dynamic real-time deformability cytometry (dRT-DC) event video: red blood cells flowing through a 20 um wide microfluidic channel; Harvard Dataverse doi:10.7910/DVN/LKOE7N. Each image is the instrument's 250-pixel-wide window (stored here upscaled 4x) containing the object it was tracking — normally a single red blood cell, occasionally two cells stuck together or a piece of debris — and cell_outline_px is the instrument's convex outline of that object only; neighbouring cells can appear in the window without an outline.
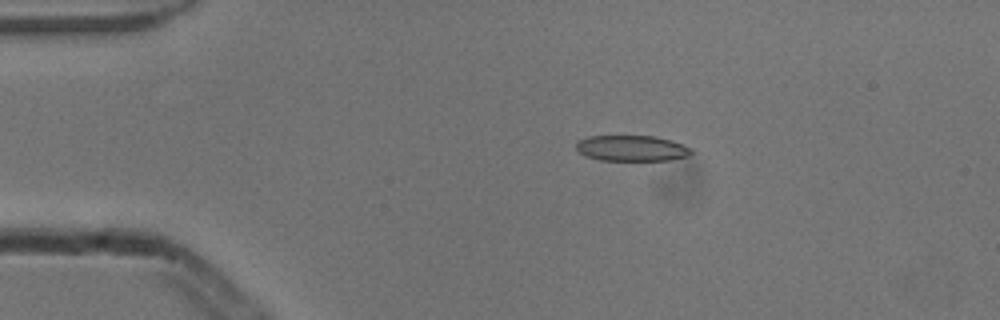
{"species": "common noctule bat (a hibernating species)", "species_latin": "Nyctalus noctula", "temperature_condition": "cold", "stored_images_in_passage": 45, "camera_frame_rate_fps": 3000, "um_per_image_px": 0.085, "animal": {"sex": "male", "body_mass_g": 13.3}, "frame": {"image": 1, "passage_image": 3, "time_ms": 0.667, "image_size_px": [1000, 320], "cell_outline_px": [[692, 152], [688, 156], [672, 160], [600, 160], [584, 156], [576, 148], [576, 140], [588, 136], [656, 136], [672, 140], [692, 148]], "centroid_in_image_um": [53.69, 12.6], "position_along_channel_um": 31.3, "area_um2": 17.46}}
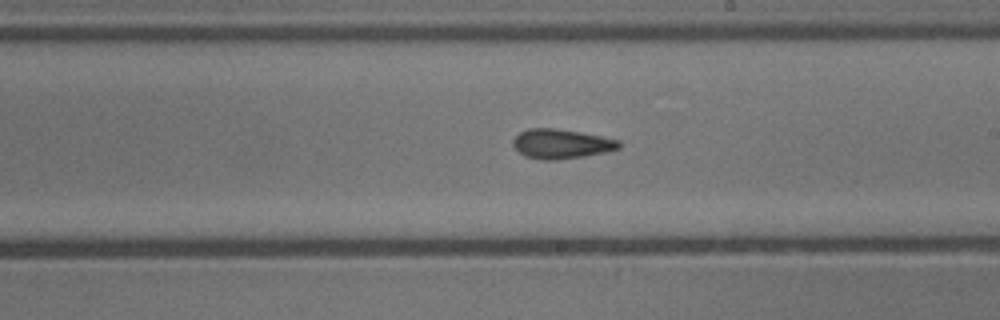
{"frame": {"image": 2, "passage_image": 23, "time_ms": 7.333, "image_size_px": [1000, 320], "cell_outline_px": [[620, 148], [604, 152], [584, 156], [556, 160], [544, 160], [524, 156], [512, 144], [512, 140], [520, 132], [528, 128], [552, 128], [580, 132], [620, 140]], "centroid_in_image_um": [47.69, 12.23], "position_along_channel_um": 241.3, "area_um2": 18.09}}
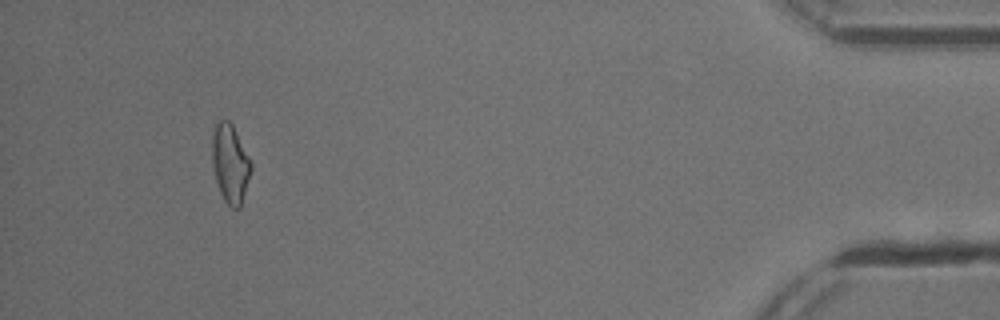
{"frame": {"image": 3, "passage_image": 42, "time_ms": 13.667, "image_size_px": [1000, 320], "cell_outline_px": [[252, 168], [240, 208], [232, 208], [224, 200], [220, 192], [216, 180], [212, 164], [212, 132], [216, 120], [228, 120], [232, 124], [252, 160]], "centroid_in_image_um": [19.57, 13.86], "position_along_channel_um": 415.6, "area_um2": 18.03}, "authors_computed_cell_mechanics": {"area_um2": 17.8602, "velocity_mm_per_s": 3.8847, "shape_relaxation_time_tau1_ms": null, "shape_relaxation_time_tau2_ms": 5.0509, "deformation_change_tau1": null, "deformation_change_tau2": 0.1517}}